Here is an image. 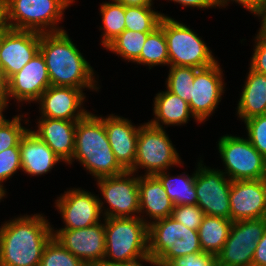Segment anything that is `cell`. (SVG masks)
Wrapping results in <instances>:
<instances>
[{"mask_svg": "<svg viewBox=\"0 0 266 266\" xmlns=\"http://www.w3.org/2000/svg\"><path fill=\"white\" fill-rule=\"evenodd\" d=\"M69 189L55 200V207L65 224L57 230L82 229L100 223L103 214L99 196L82 188Z\"/></svg>", "mask_w": 266, "mask_h": 266, "instance_id": "cell-13", "label": "cell"}, {"mask_svg": "<svg viewBox=\"0 0 266 266\" xmlns=\"http://www.w3.org/2000/svg\"><path fill=\"white\" fill-rule=\"evenodd\" d=\"M252 266H266V230L263 237L257 242Z\"/></svg>", "mask_w": 266, "mask_h": 266, "instance_id": "cell-42", "label": "cell"}, {"mask_svg": "<svg viewBox=\"0 0 266 266\" xmlns=\"http://www.w3.org/2000/svg\"><path fill=\"white\" fill-rule=\"evenodd\" d=\"M194 253H202L198 234H186L184 238L177 239L173 247L156 264L167 266L175 258Z\"/></svg>", "mask_w": 266, "mask_h": 266, "instance_id": "cell-35", "label": "cell"}, {"mask_svg": "<svg viewBox=\"0 0 266 266\" xmlns=\"http://www.w3.org/2000/svg\"><path fill=\"white\" fill-rule=\"evenodd\" d=\"M39 51L44 57L51 86L99 91L94 69L66 30L41 33Z\"/></svg>", "mask_w": 266, "mask_h": 266, "instance_id": "cell-2", "label": "cell"}, {"mask_svg": "<svg viewBox=\"0 0 266 266\" xmlns=\"http://www.w3.org/2000/svg\"><path fill=\"white\" fill-rule=\"evenodd\" d=\"M102 222L74 230H54L53 227V237L87 266H94L103 262L105 255L104 219Z\"/></svg>", "mask_w": 266, "mask_h": 266, "instance_id": "cell-14", "label": "cell"}, {"mask_svg": "<svg viewBox=\"0 0 266 266\" xmlns=\"http://www.w3.org/2000/svg\"><path fill=\"white\" fill-rule=\"evenodd\" d=\"M19 149L22 171L31 177L47 174L57 163L63 162L31 128L21 137Z\"/></svg>", "mask_w": 266, "mask_h": 266, "instance_id": "cell-22", "label": "cell"}, {"mask_svg": "<svg viewBox=\"0 0 266 266\" xmlns=\"http://www.w3.org/2000/svg\"><path fill=\"white\" fill-rule=\"evenodd\" d=\"M152 266H164V265H158V264L155 263V264H152Z\"/></svg>", "mask_w": 266, "mask_h": 266, "instance_id": "cell-49", "label": "cell"}, {"mask_svg": "<svg viewBox=\"0 0 266 266\" xmlns=\"http://www.w3.org/2000/svg\"><path fill=\"white\" fill-rule=\"evenodd\" d=\"M195 170L197 206L204 215L231 220L230 188L232 181L221 169H212L199 160Z\"/></svg>", "mask_w": 266, "mask_h": 266, "instance_id": "cell-10", "label": "cell"}, {"mask_svg": "<svg viewBox=\"0 0 266 266\" xmlns=\"http://www.w3.org/2000/svg\"><path fill=\"white\" fill-rule=\"evenodd\" d=\"M39 266H87L53 237L46 245Z\"/></svg>", "mask_w": 266, "mask_h": 266, "instance_id": "cell-33", "label": "cell"}, {"mask_svg": "<svg viewBox=\"0 0 266 266\" xmlns=\"http://www.w3.org/2000/svg\"><path fill=\"white\" fill-rule=\"evenodd\" d=\"M168 1V0H167ZM173 1L174 3H178L182 5L183 7H196L198 9H209V8H216L218 7L217 1L216 0H169Z\"/></svg>", "mask_w": 266, "mask_h": 266, "instance_id": "cell-43", "label": "cell"}, {"mask_svg": "<svg viewBox=\"0 0 266 266\" xmlns=\"http://www.w3.org/2000/svg\"><path fill=\"white\" fill-rule=\"evenodd\" d=\"M218 7H226L231 1L244 7L251 14L261 17L266 8V0H216ZM226 5V6H225Z\"/></svg>", "mask_w": 266, "mask_h": 266, "instance_id": "cell-41", "label": "cell"}, {"mask_svg": "<svg viewBox=\"0 0 266 266\" xmlns=\"http://www.w3.org/2000/svg\"><path fill=\"white\" fill-rule=\"evenodd\" d=\"M23 116L26 115L18 114L11 120L6 119L4 114L0 116V152L12 147H19L21 137L29 129L21 124Z\"/></svg>", "mask_w": 266, "mask_h": 266, "instance_id": "cell-34", "label": "cell"}, {"mask_svg": "<svg viewBox=\"0 0 266 266\" xmlns=\"http://www.w3.org/2000/svg\"><path fill=\"white\" fill-rule=\"evenodd\" d=\"M151 32H138L124 30L105 49L122 57L125 61L135 63L142 51L148 34Z\"/></svg>", "mask_w": 266, "mask_h": 266, "instance_id": "cell-31", "label": "cell"}, {"mask_svg": "<svg viewBox=\"0 0 266 266\" xmlns=\"http://www.w3.org/2000/svg\"><path fill=\"white\" fill-rule=\"evenodd\" d=\"M104 122L107 138L116 161L125 171H131L136 157L137 139L140 126L131 120L115 114L99 116Z\"/></svg>", "mask_w": 266, "mask_h": 266, "instance_id": "cell-19", "label": "cell"}, {"mask_svg": "<svg viewBox=\"0 0 266 266\" xmlns=\"http://www.w3.org/2000/svg\"><path fill=\"white\" fill-rule=\"evenodd\" d=\"M51 86L47 66L39 51L17 73L8 79V100L13 99L18 104L36 102L41 94Z\"/></svg>", "mask_w": 266, "mask_h": 266, "instance_id": "cell-16", "label": "cell"}, {"mask_svg": "<svg viewBox=\"0 0 266 266\" xmlns=\"http://www.w3.org/2000/svg\"><path fill=\"white\" fill-rule=\"evenodd\" d=\"M104 262L151 264L148 253V225L140 217L104 218Z\"/></svg>", "mask_w": 266, "mask_h": 266, "instance_id": "cell-4", "label": "cell"}, {"mask_svg": "<svg viewBox=\"0 0 266 266\" xmlns=\"http://www.w3.org/2000/svg\"><path fill=\"white\" fill-rule=\"evenodd\" d=\"M246 137L253 147L266 158V114L244 120Z\"/></svg>", "mask_w": 266, "mask_h": 266, "instance_id": "cell-37", "label": "cell"}, {"mask_svg": "<svg viewBox=\"0 0 266 266\" xmlns=\"http://www.w3.org/2000/svg\"><path fill=\"white\" fill-rule=\"evenodd\" d=\"M170 217L187 228L198 230L204 212L197 205H176Z\"/></svg>", "mask_w": 266, "mask_h": 266, "instance_id": "cell-38", "label": "cell"}, {"mask_svg": "<svg viewBox=\"0 0 266 266\" xmlns=\"http://www.w3.org/2000/svg\"><path fill=\"white\" fill-rule=\"evenodd\" d=\"M138 186L140 204L139 217L147 223V225L158 219L171 216L174 204L168 197L161 181L155 175H138ZM148 218L150 220H148Z\"/></svg>", "mask_w": 266, "mask_h": 266, "instance_id": "cell-21", "label": "cell"}, {"mask_svg": "<svg viewBox=\"0 0 266 266\" xmlns=\"http://www.w3.org/2000/svg\"><path fill=\"white\" fill-rule=\"evenodd\" d=\"M41 33L6 28L0 33V62L7 79L20 71L40 49Z\"/></svg>", "mask_w": 266, "mask_h": 266, "instance_id": "cell-15", "label": "cell"}, {"mask_svg": "<svg viewBox=\"0 0 266 266\" xmlns=\"http://www.w3.org/2000/svg\"><path fill=\"white\" fill-rule=\"evenodd\" d=\"M224 172L231 180L266 179V158L261 155L247 138L223 135L217 144Z\"/></svg>", "mask_w": 266, "mask_h": 266, "instance_id": "cell-8", "label": "cell"}, {"mask_svg": "<svg viewBox=\"0 0 266 266\" xmlns=\"http://www.w3.org/2000/svg\"><path fill=\"white\" fill-rule=\"evenodd\" d=\"M8 79L3 69H0V110L4 112L8 108ZM6 108V109H5Z\"/></svg>", "mask_w": 266, "mask_h": 266, "instance_id": "cell-44", "label": "cell"}, {"mask_svg": "<svg viewBox=\"0 0 266 266\" xmlns=\"http://www.w3.org/2000/svg\"><path fill=\"white\" fill-rule=\"evenodd\" d=\"M110 1L101 3L99 8L103 24L100 26V30H103L101 44L104 48L125 30V6Z\"/></svg>", "mask_w": 266, "mask_h": 266, "instance_id": "cell-28", "label": "cell"}, {"mask_svg": "<svg viewBox=\"0 0 266 266\" xmlns=\"http://www.w3.org/2000/svg\"><path fill=\"white\" fill-rule=\"evenodd\" d=\"M186 234H198V231L185 227L171 217L148 224V253L152 264L157 263L177 239L184 238Z\"/></svg>", "mask_w": 266, "mask_h": 266, "instance_id": "cell-23", "label": "cell"}, {"mask_svg": "<svg viewBox=\"0 0 266 266\" xmlns=\"http://www.w3.org/2000/svg\"><path fill=\"white\" fill-rule=\"evenodd\" d=\"M144 262H134V263H128V264H110L107 262H101L99 264H96L94 266H145Z\"/></svg>", "mask_w": 266, "mask_h": 266, "instance_id": "cell-47", "label": "cell"}, {"mask_svg": "<svg viewBox=\"0 0 266 266\" xmlns=\"http://www.w3.org/2000/svg\"><path fill=\"white\" fill-rule=\"evenodd\" d=\"M137 64L145 65L149 69L155 66H169V56L164 30L161 26L148 34L143 45Z\"/></svg>", "mask_w": 266, "mask_h": 266, "instance_id": "cell-29", "label": "cell"}, {"mask_svg": "<svg viewBox=\"0 0 266 266\" xmlns=\"http://www.w3.org/2000/svg\"><path fill=\"white\" fill-rule=\"evenodd\" d=\"M169 170L160 172L155 176L161 181L168 197L176 205H197L195 191V171L192 175L185 172L171 176Z\"/></svg>", "mask_w": 266, "mask_h": 266, "instance_id": "cell-27", "label": "cell"}, {"mask_svg": "<svg viewBox=\"0 0 266 266\" xmlns=\"http://www.w3.org/2000/svg\"><path fill=\"white\" fill-rule=\"evenodd\" d=\"M223 76L219 61L209 67L198 69L195 73L194 82H191V100L188 103L191 113L200 124L215 113L222 100L227 85Z\"/></svg>", "mask_w": 266, "mask_h": 266, "instance_id": "cell-12", "label": "cell"}, {"mask_svg": "<svg viewBox=\"0 0 266 266\" xmlns=\"http://www.w3.org/2000/svg\"><path fill=\"white\" fill-rule=\"evenodd\" d=\"M32 130L65 163H71L77 121L39 117Z\"/></svg>", "mask_w": 266, "mask_h": 266, "instance_id": "cell-20", "label": "cell"}, {"mask_svg": "<svg viewBox=\"0 0 266 266\" xmlns=\"http://www.w3.org/2000/svg\"><path fill=\"white\" fill-rule=\"evenodd\" d=\"M260 18H261V21H260L261 25L266 27V8H265V11H264L263 15Z\"/></svg>", "mask_w": 266, "mask_h": 266, "instance_id": "cell-48", "label": "cell"}, {"mask_svg": "<svg viewBox=\"0 0 266 266\" xmlns=\"http://www.w3.org/2000/svg\"><path fill=\"white\" fill-rule=\"evenodd\" d=\"M75 160L82 164L86 171L88 170L95 181L125 172L115 159L104 122L91 112L77 121L74 154L69 164L71 165Z\"/></svg>", "mask_w": 266, "mask_h": 266, "instance_id": "cell-3", "label": "cell"}, {"mask_svg": "<svg viewBox=\"0 0 266 266\" xmlns=\"http://www.w3.org/2000/svg\"><path fill=\"white\" fill-rule=\"evenodd\" d=\"M18 170H22L19 147H12L0 152V197L2 199L7 192L3 185L4 181L12 178Z\"/></svg>", "mask_w": 266, "mask_h": 266, "instance_id": "cell-36", "label": "cell"}, {"mask_svg": "<svg viewBox=\"0 0 266 266\" xmlns=\"http://www.w3.org/2000/svg\"><path fill=\"white\" fill-rule=\"evenodd\" d=\"M240 93L236 114L242 122L266 114V75L249 68Z\"/></svg>", "mask_w": 266, "mask_h": 266, "instance_id": "cell-25", "label": "cell"}, {"mask_svg": "<svg viewBox=\"0 0 266 266\" xmlns=\"http://www.w3.org/2000/svg\"><path fill=\"white\" fill-rule=\"evenodd\" d=\"M253 55L250 58V69L266 75V27L260 24L257 32Z\"/></svg>", "mask_w": 266, "mask_h": 266, "instance_id": "cell-39", "label": "cell"}, {"mask_svg": "<svg viewBox=\"0 0 266 266\" xmlns=\"http://www.w3.org/2000/svg\"><path fill=\"white\" fill-rule=\"evenodd\" d=\"M266 230V218L232 222L228 238L217 255L219 266H252L257 242Z\"/></svg>", "mask_w": 266, "mask_h": 266, "instance_id": "cell-11", "label": "cell"}, {"mask_svg": "<svg viewBox=\"0 0 266 266\" xmlns=\"http://www.w3.org/2000/svg\"><path fill=\"white\" fill-rule=\"evenodd\" d=\"M75 0H5L6 26L40 33L63 31L58 26Z\"/></svg>", "mask_w": 266, "mask_h": 266, "instance_id": "cell-5", "label": "cell"}, {"mask_svg": "<svg viewBox=\"0 0 266 266\" xmlns=\"http://www.w3.org/2000/svg\"><path fill=\"white\" fill-rule=\"evenodd\" d=\"M183 163L164 128L155 127L148 122L140 125L131 172L137 174L139 169H144V175H156Z\"/></svg>", "mask_w": 266, "mask_h": 266, "instance_id": "cell-7", "label": "cell"}, {"mask_svg": "<svg viewBox=\"0 0 266 266\" xmlns=\"http://www.w3.org/2000/svg\"><path fill=\"white\" fill-rule=\"evenodd\" d=\"M7 28L5 22V0H0V33Z\"/></svg>", "mask_w": 266, "mask_h": 266, "instance_id": "cell-46", "label": "cell"}, {"mask_svg": "<svg viewBox=\"0 0 266 266\" xmlns=\"http://www.w3.org/2000/svg\"><path fill=\"white\" fill-rule=\"evenodd\" d=\"M83 91L75 87L49 86L35 102L39 103V117L68 121L82 119L88 113L83 105L86 99Z\"/></svg>", "mask_w": 266, "mask_h": 266, "instance_id": "cell-17", "label": "cell"}, {"mask_svg": "<svg viewBox=\"0 0 266 266\" xmlns=\"http://www.w3.org/2000/svg\"><path fill=\"white\" fill-rule=\"evenodd\" d=\"M231 225L230 219L204 215L197 230L202 252L217 256L228 238Z\"/></svg>", "mask_w": 266, "mask_h": 266, "instance_id": "cell-26", "label": "cell"}, {"mask_svg": "<svg viewBox=\"0 0 266 266\" xmlns=\"http://www.w3.org/2000/svg\"><path fill=\"white\" fill-rule=\"evenodd\" d=\"M154 97V118L150 121L148 120L149 124L159 128L171 125L181 126L188 123L190 118L196 120V123H200L191 113L189 103L178 95H175L166 89L158 92Z\"/></svg>", "mask_w": 266, "mask_h": 266, "instance_id": "cell-24", "label": "cell"}, {"mask_svg": "<svg viewBox=\"0 0 266 266\" xmlns=\"http://www.w3.org/2000/svg\"><path fill=\"white\" fill-rule=\"evenodd\" d=\"M96 180L104 200L103 202L99 198L103 218L139 217L138 174L125 171L117 176L102 177ZM104 203L109 204L106 206L108 208Z\"/></svg>", "mask_w": 266, "mask_h": 266, "instance_id": "cell-9", "label": "cell"}, {"mask_svg": "<svg viewBox=\"0 0 266 266\" xmlns=\"http://www.w3.org/2000/svg\"><path fill=\"white\" fill-rule=\"evenodd\" d=\"M166 78V89L183 100H191V82H194L195 73L198 68L190 66H169Z\"/></svg>", "mask_w": 266, "mask_h": 266, "instance_id": "cell-32", "label": "cell"}, {"mask_svg": "<svg viewBox=\"0 0 266 266\" xmlns=\"http://www.w3.org/2000/svg\"><path fill=\"white\" fill-rule=\"evenodd\" d=\"M32 215V216H31ZM20 214L0 226V266H39L53 238L48 219L41 213Z\"/></svg>", "mask_w": 266, "mask_h": 266, "instance_id": "cell-1", "label": "cell"}, {"mask_svg": "<svg viewBox=\"0 0 266 266\" xmlns=\"http://www.w3.org/2000/svg\"><path fill=\"white\" fill-rule=\"evenodd\" d=\"M229 200L232 222L266 218V179L232 181Z\"/></svg>", "mask_w": 266, "mask_h": 266, "instance_id": "cell-18", "label": "cell"}, {"mask_svg": "<svg viewBox=\"0 0 266 266\" xmlns=\"http://www.w3.org/2000/svg\"><path fill=\"white\" fill-rule=\"evenodd\" d=\"M160 26L167 43L169 66H190L206 68L218 60L202 37L184 23L172 17H163Z\"/></svg>", "mask_w": 266, "mask_h": 266, "instance_id": "cell-6", "label": "cell"}, {"mask_svg": "<svg viewBox=\"0 0 266 266\" xmlns=\"http://www.w3.org/2000/svg\"><path fill=\"white\" fill-rule=\"evenodd\" d=\"M124 6H153L154 0H114Z\"/></svg>", "mask_w": 266, "mask_h": 266, "instance_id": "cell-45", "label": "cell"}, {"mask_svg": "<svg viewBox=\"0 0 266 266\" xmlns=\"http://www.w3.org/2000/svg\"><path fill=\"white\" fill-rule=\"evenodd\" d=\"M167 266H219L217 256L208 253H194L172 260Z\"/></svg>", "mask_w": 266, "mask_h": 266, "instance_id": "cell-40", "label": "cell"}, {"mask_svg": "<svg viewBox=\"0 0 266 266\" xmlns=\"http://www.w3.org/2000/svg\"><path fill=\"white\" fill-rule=\"evenodd\" d=\"M153 10L152 6H125V29L152 32L160 26L163 17L170 16Z\"/></svg>", "mask_w": 266, "mask_h": 266, "instance_id": "cell-30", "label": "cell"}]
</instances>
